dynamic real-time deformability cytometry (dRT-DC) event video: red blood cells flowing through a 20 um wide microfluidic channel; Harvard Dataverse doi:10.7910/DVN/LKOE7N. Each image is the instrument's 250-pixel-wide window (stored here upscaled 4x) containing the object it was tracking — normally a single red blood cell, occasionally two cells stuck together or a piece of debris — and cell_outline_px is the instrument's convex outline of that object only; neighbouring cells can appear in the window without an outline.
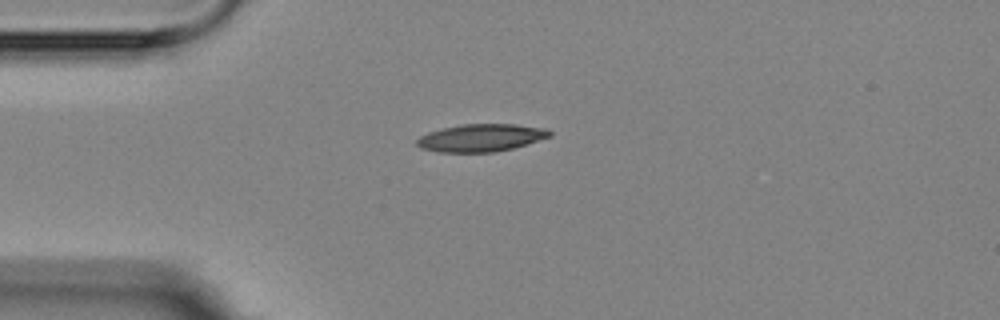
{"species": "Egyptian fruit bat (a non-hibernating species)", "species_latin": "Rousettus aegyptiacus", "temperature_condition": "room temperature", "stored_images_in_passage": 5, "camera_frame_rate_fps": 3000, "um_per_image_px": 0.085, "animal": {"sex": "female"}, "frame": {"image": 1, "passage_image": 1, "time_ms": 0.0, "image_size_px": [1000, 320], "cell_outline_px": [[552, 136], [512, 148], [492, 152], [440, 152], [420, 148], [416, 144], [416, 140], [420, 136], [428, 132], [460, 124], [516, 124], [548, 128], [552, 132]], "centroid_in_image_um": [40.9, 11.7], "position_along_channel_um": 44.1, "area_um2": 21.33}}
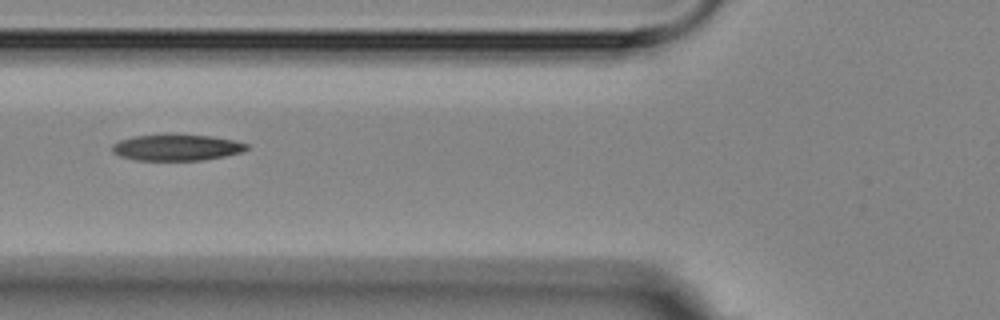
{"frame": {"image": 2, "passage_image": 3, "time_ms": 2.333, "image_size_px": [1000, 320], "cell_outline_px": [[248, 148], [240, 152], [224, 156], [204, 160], [136, 160], [120, 156], [112, 152], [112, 144], [120, 140], [132, 136], [164, 132], [172, 132], [212, 136], [236, 140], [248, 144]], "centroid_in_image_um": [14.99, 12.49], "position_along_channel_um": 110.8, "area_um2": 21.33}}
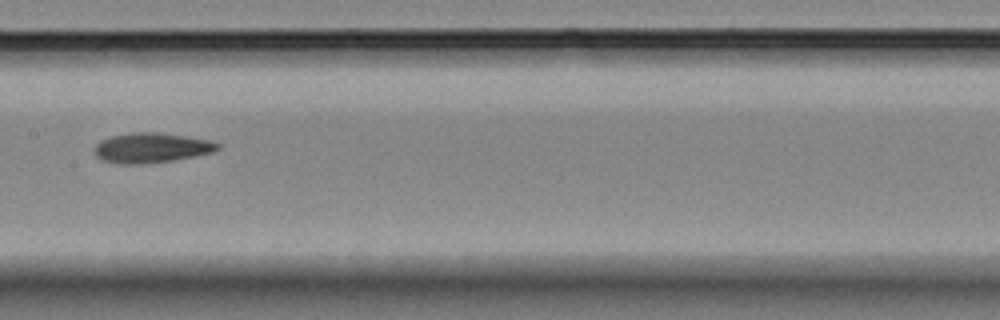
{"frame": {"image": 3, "passage_image": 5, "time_ms": 4.667, "image_size_px": [1000, 320], "cell_outline_px": [[220, 148], [212, 152], [172, 160], [140, 164], [116, 164], [100, 160], [96, 156], [96, 144], [100, 140], [108, 136], [132, 132], [156, 132], [212, 140], [220, 144]], "centroid_in_image_um": [12.83, 12.56], "position_along_channel_um": 194.6, "area_um2": 21.5}}